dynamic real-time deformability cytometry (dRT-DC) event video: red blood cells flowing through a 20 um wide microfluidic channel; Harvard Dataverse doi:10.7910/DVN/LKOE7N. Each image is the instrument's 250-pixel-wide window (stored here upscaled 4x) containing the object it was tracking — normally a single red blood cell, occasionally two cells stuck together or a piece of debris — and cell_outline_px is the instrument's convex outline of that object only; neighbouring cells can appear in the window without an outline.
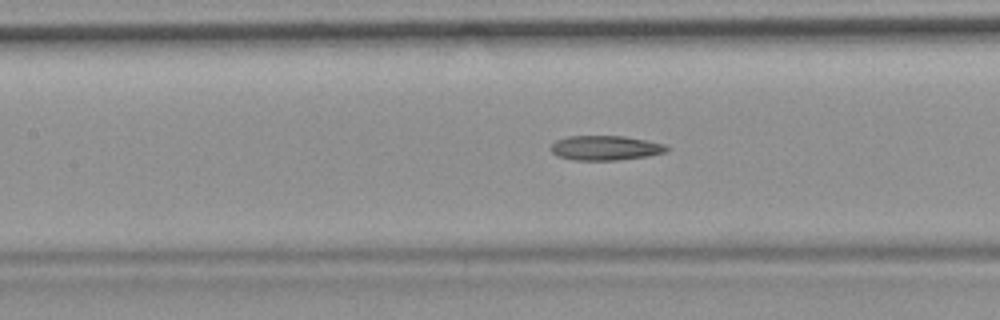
{"species": "common noctule bat (a hibernating species)", "species_latin": "Nyctalus noctula", "temperature_condition": "room temperature", "stored_images_in_passage": 54, "camera_frame_rate_fps": 3000, "um_per_image_px": 0.085, "animal": {"sex": "female", "body_mass_g": 19.9}, "frame": {"image": 1, "passage_image": 24, "time_ms": 7.667, "image_size_px": [1000, 320], "cell_outline_px": [[672, 148], [664, 152], [648, 156], [616, 160], [572, 160], [556, 156], [548, 148], [556, 140], [568, 136], [624, 136], [648, 140], [668, 144]], "centroid_in_image_um": [51.47, 12.57], "position_along_channel_um": 155.9, "area_um2": 16.94}, "authors_computed_cell_mechanics": {"area_um2": 17.0221, "velocity_mm_per_s": 3.7084, "shape_relaxation_time_tau1_ms": null, "shape_relaxation_time_tau2_ms": 10.421, "deformation_change_tau1": null, "deformation_change_tau2": 0.2453}}